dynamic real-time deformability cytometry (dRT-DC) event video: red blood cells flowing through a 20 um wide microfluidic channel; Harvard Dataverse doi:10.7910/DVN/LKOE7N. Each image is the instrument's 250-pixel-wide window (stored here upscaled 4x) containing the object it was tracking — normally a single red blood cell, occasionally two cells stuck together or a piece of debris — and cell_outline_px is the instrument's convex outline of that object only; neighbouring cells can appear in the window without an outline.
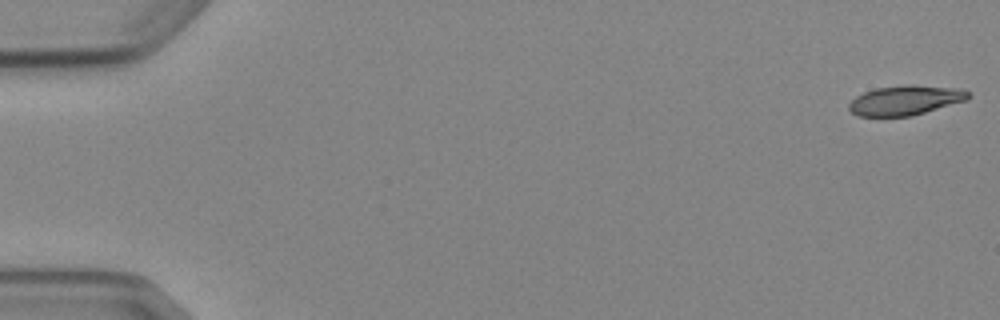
{"species": "Egyptian fruit bat (a non-hibernating species)", "species_latin": "Rousettus aegyptiacus", "temperature_condition": "cold", "stored_images_in_passage": 5, "camera_frame_rate_fps": 3000, "um_per_image_px": 0.085, "animal": {"sex": "female"}, "frame": {"image": 1, "passage_image": 1, "time_ms": 0.0, "image_size_px": [1000, 320], "cell_outline_px": [[972, 96], [968, 100], [912, 116], [856, 116], [848, 108], [848, 104], [856, 96], [864, 92], [876, 88], [904, 84], [912, 84], [964, 88]], "centroid_in_image_um": [77.01, 8.51], "position_along_channel_um": 8.0, "area_um2": 21.04}}
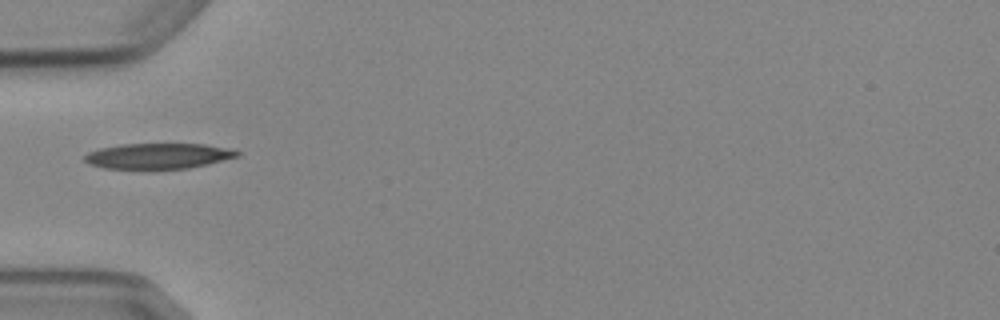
{"frame": {"image": 2, "passage_image": 5, "time_ms": 5.667, "image_size_px": [1000, 320], "cell_outline_px": [[240, 156], [208, 164], [188, 168], [104, 168], [88, 164], [84, 160], [84, 156], [88, 152], [100, 148], [120, 144], [204, 144], [228, 148], [240, 152]], "centroid_in_image_um": [13.45, 13.25], "position_along_channel_um": 71.6, "area_um2": 22.54}}